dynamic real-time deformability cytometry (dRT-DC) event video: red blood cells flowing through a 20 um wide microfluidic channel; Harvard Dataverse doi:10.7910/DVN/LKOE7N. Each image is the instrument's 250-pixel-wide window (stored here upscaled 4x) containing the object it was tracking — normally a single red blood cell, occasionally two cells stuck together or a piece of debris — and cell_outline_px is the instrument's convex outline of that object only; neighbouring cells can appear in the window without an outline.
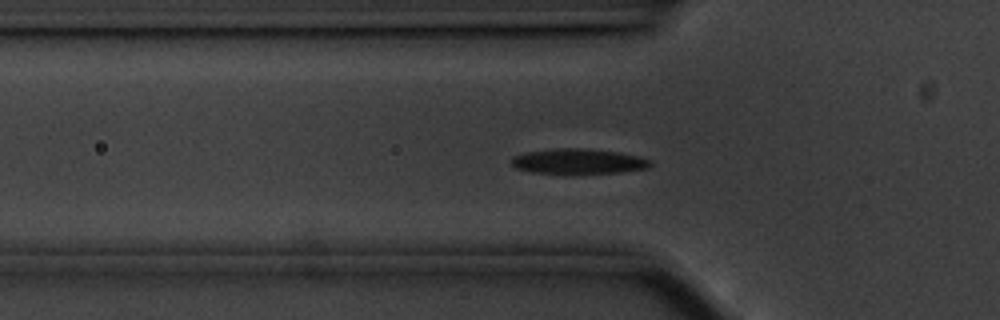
{"species": "common noctule bat (a hibernating species)", "species_latin": "Nyctalus noctula", "temperature_condition": "cold", "stored_images_in_passage": 55, "camera_frame_rate_fps": 3000, "um_per_image_px": 0.085, "animal": {"sex": "male", "body_mass_g": 20.1, "forearm_length_mm": 53.5}, "frame": {"image": 1, "passage_image": 16, "time_ms": 5.0, "image_size_px": [1000, 320], "cell_outline_px": [[652, 164], [648, 168], [620, 172], [564, 176], [532, 172], [516, 168], [512, 164], [512, 156], [524, 152], [560, 148], [580, 148], [620, 152], [652, 160]], "centroid_in_image_um": [49.14, 13.75], "position_along_channel_um": 76.7, "area_um2": 21.1}}
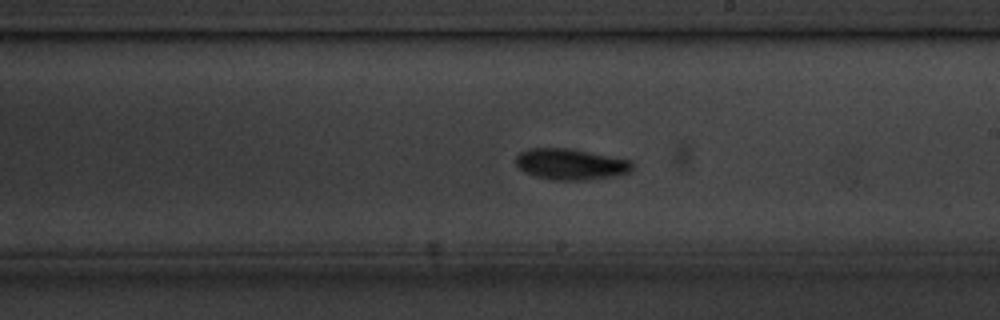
{"frame": {"image": 2, "passage_image": 30, "time_ms": 9.667, "image_size_px": [1000, 320], "cell_outline_px": [[632, 168], [628, 172], [616, 176], [588, 180], [552, 180], [532, 176], [524, 172], [516, 164], [516, 156], [520, 152], [528, 148], [568, 148], [632, 160]], "centroid_in_image_um": [48.48, 13.96], "position_along_channel_um": 240.5, "area_um2": 21.21}}
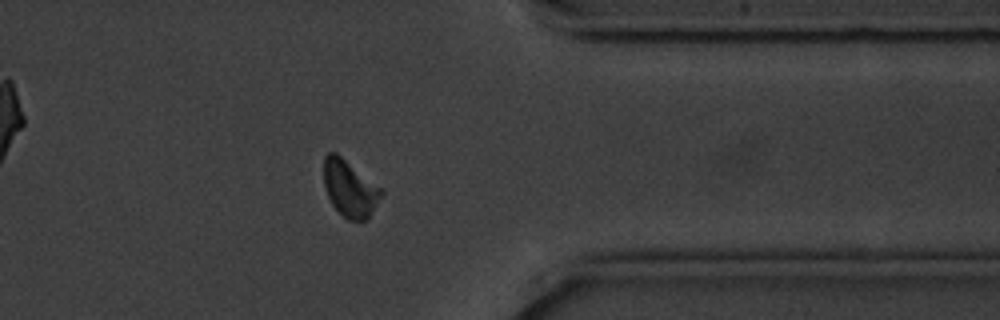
{"frame": {"image": 3, "passage_image": 43, "time_ms": 14.0, "image_size_px": [1000, 320], "cell_outline_px": [[384, 192], [368, 216], [364, 220], [348, 220], [332, 204], [328, 196], [324, 184], [324, 156], [328, 152], [336, 152], [384, 188]], "centroid_in_image_um": [29.74, 15.97], "position_along_channel_um": 381.7, "area_um2": 18.9}, "authors_computed_cell_mechanics": {"area_um2": 19.8832, "velocity_mm_per_s": 3.4976, "shape_relaxation_time_tau1_ms": 2.7912, "shape_relaxation_time_tau2_ms": 8.2624, "deformation_change_tau1": 0.1252, "deformation_change_tau2": 0.1281}}